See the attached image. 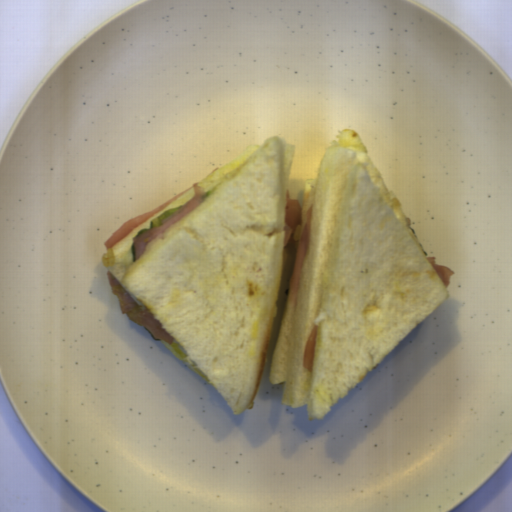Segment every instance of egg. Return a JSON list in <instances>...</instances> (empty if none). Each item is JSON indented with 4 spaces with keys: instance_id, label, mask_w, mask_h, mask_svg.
<instances>
[{
    "instance_id": "egg-1",
    "label": "egg",
    "mask_w": 512,
    "mask_h": 512,
    "mask_svg": "<svg viewBox=\"0 0 512 512\" xmlns=\"http://www.w3.org/2000/svg\"><path fill=\"white\" fill-rule=\"evenodd\" d=\"M338 147L355 151L357 159L362 164L366 165V169L373 187H379L378 192L380 195L389 204L398 220L404 224L405 217L399 201L397 200L395 194L388 189L380 171L370 159L368 151L363 145L359 135L352 128L343 129L339 135Z\"/></svg>"
},
{
    "instance_id": "egg-2",
    "label": "egg",
    "mask_w": 512,
    "mask_h": 512,
    "mask_svg": "<svg viewBox=\"0 0 512 512\" xmlns=\"http://www.w3.org/2000/svg\"><path fill=\"white\" fill-rule=\"evenodd\" d=\"M162 340V339H161ZM166 348L173 353L179 360L185 361L188 358V354L185 349L173 338L171 344H168L166 340H162Z\"/></svg>"
},
{
    "instance_id": "egg-3",
    "label": "egg",
    "mask_w": 512,
    "mask_h": 512,
    "mask_svg": "<svg viewBox=\"0 0 512 512\" xmlns=\"http://www.w3.org/2000/svg\"><path fill=\"white\" fill-rule=\"evenodd\" d=\"M185 364H186L187 368H189L190 370H192L193 372H195L196 374H198L199 376H201L207 382L210 383L209 379L195 365H192V364L188 363L187 361L185 362Z\"/></svg>"
}]
</instances>
